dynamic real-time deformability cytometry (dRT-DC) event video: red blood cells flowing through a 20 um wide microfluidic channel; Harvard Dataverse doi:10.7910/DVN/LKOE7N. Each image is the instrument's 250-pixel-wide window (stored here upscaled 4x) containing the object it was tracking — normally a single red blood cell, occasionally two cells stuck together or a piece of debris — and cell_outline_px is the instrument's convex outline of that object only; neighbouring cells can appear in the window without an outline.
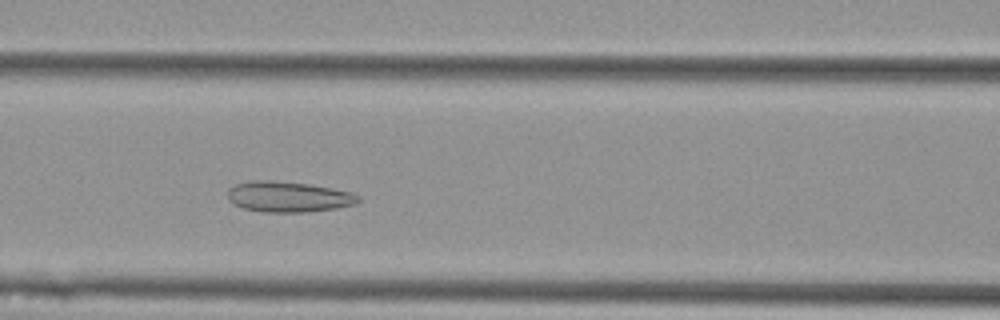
{"species": "Egyptian fruit bat (a non-hibernating species)", "species_latin": "Rousettus aegyptiacus", "temperature_condition": "cold", "stored_images_in_passage": 47, "camera_frame_rate_fps": 3000, "um_per_image_px": 0.085, "animal": {"sex": "female"}, "frame": {"image": 1, "passage_image": 15, "time_ms": 4.667, "image_size_px": [1000, 320], "cell_outline_px": [[360, 200], [356, 204], [336, 208], [308, 212], [260, 212], [244, 208], [232, 204], [228, 200], [228, 188], [236, 184], [252, 180], [272, 180], [308, 184], [332, 188], [348, 192], [360, 196]], "centroid_in_image_um": [24.47, 16.73], "position_along_channel_um": 142.1, "area_um2": 23.41}}
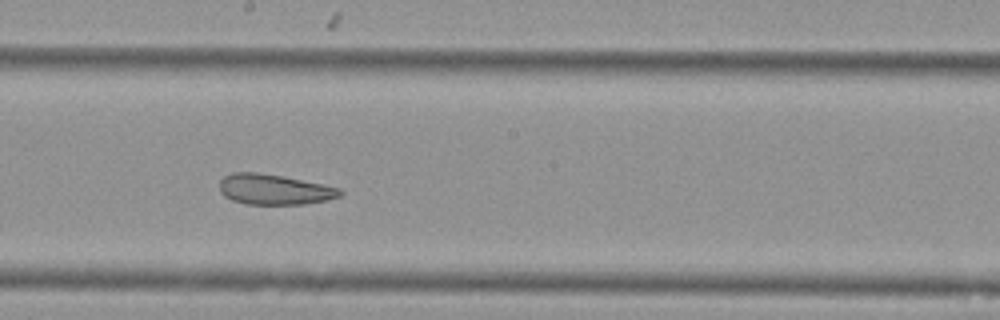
{"frame": {"image": 2, "passage_image": 22, "time_ms": 7.0, "image_size_px": [1000, 320], "cell_outline_px": [[344, 192], [340, 196], [328, 200], [304, 204], [248, 204], [232, 200], [224, 196], [220, 192], [220, 180], [224, 176], [232, 172], [256, 172], [280, 176], [340, 188]], "centroid_in_image_um": [23.29, 16.11], "position_along_channel_um": 224.9, "area_um2": 21.15}}
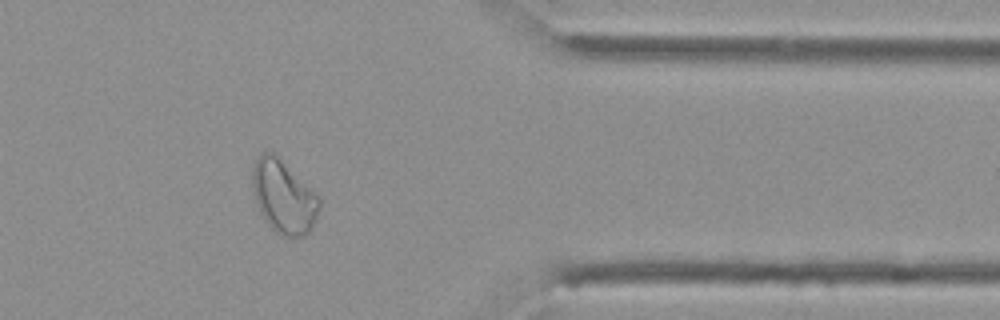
{"frame": {"image": 3, "passage_image": 37, "time_ms": 12.0, "image_size_px": [1000, 320], "cell_outline_px": [[320, 208], [312, 228], [304, 236], [284, 236], [276, 232], [268, 224], [260, 212], [252, 188], [248, 172], [256, 160], [268, 148], [316, 192], [320, 196]], "centroid_in_image_um": [24.08, 16.69], "position_along_channel_um": 387.3, "area_um2": 28.67}, "authors_computed_cell_mechanics": {"area_um2": 25.2586, "velocity_mm_per_s": 3.5708, "shape_relaxation_time_tau1_ms": null, "shape_relaxation_time_tau2_ms": 2.6729, "deformation_change_tau1": null, "deformation_change_tau2": 0.0936}}